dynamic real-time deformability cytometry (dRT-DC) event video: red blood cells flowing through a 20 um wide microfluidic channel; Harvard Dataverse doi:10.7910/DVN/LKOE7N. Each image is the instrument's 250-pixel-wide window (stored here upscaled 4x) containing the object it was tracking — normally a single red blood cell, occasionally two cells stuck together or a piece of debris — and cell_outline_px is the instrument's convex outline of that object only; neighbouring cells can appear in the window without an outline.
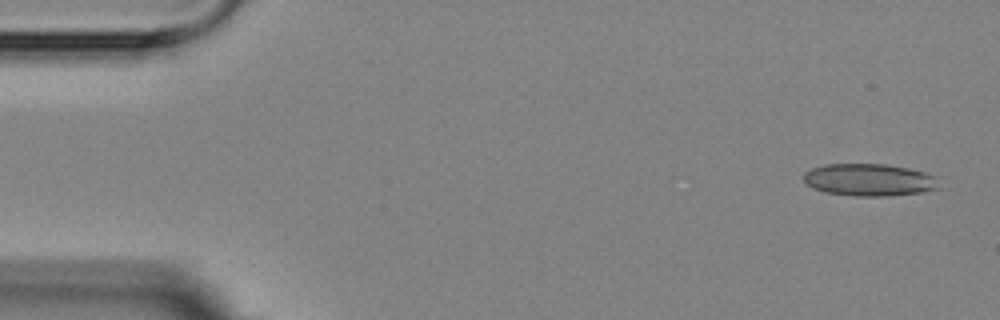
{"species": "Egyptian fruit bat (a non-hibernating species)", "species_latin": "Rousettus aegyptiacus", "temperature_condition": "room temperature", "stored_images_in_passage": 4, "camera_frame_rate_fps": 3000, "um_per_image_px": 0.085, "animal": {"sex": "female"}, "frame": {"image": 1, "passage_image": 1, "time_ms": 0.0, "image_size_px": [1000, 320], "cell_outline_px": [[940, 188], [920, 192], [888, 196], [852, 196], [824, 192], [812, 188], [804, 184], [804, 172], [812, 168], [824, 164], [888, 164], [908, 168], [940, 176]], "centroid_in_image_um": [73.91, 15.29], "position_along_channel_um": 11.1, "area_um2": 25.95}}